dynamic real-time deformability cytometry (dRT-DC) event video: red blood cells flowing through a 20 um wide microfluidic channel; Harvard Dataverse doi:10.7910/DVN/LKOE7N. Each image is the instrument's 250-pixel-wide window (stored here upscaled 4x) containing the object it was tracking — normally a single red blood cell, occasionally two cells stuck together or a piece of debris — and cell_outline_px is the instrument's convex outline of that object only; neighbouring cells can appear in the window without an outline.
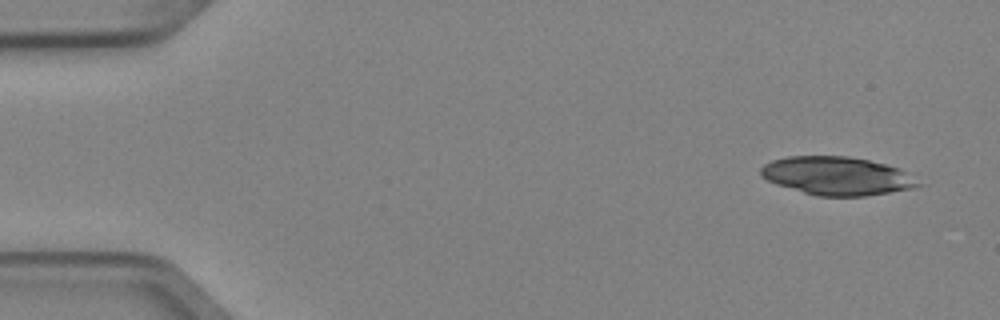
{"species": "Egyptian fruit bat (a non-hibernating species)", "species_latin": "Rousettus aegyptiacus", "temperature_condition": "cold", "stored_images_in_passage": 4, "camera_frame_rate_fps": 3000, "um_per_image_px": 0.085, "animal": {"sex": "female"}, "frame": {"image": 1, "passage_image": 1, "time_ms": 0.0, "image_size_px": [1000, 320], "cell_outline_px": [[924, 184], [916, 188], [864, 196], [816, 196], [776, 184], [760, 176], [760, 168], [764, 164], [772, 160], [788, 156], [848, 156], [868, 160], [900, 168]], "centroid_in_image_um": [71.15, 14.95], "position_along_channel_um": 13.8, "area_um2": 35.26}}